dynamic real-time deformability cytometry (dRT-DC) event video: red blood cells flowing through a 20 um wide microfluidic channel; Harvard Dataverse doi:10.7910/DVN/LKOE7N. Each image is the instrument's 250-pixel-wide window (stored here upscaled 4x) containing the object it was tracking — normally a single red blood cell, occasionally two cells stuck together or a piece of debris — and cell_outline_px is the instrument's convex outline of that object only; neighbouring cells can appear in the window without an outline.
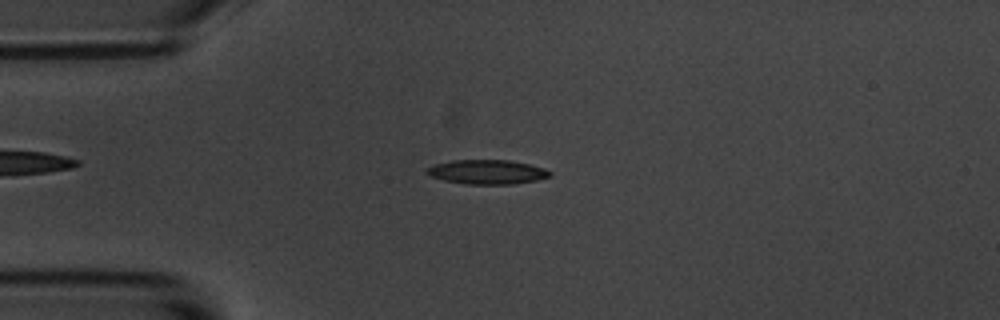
{"species": "common noctule bat (a hibernating species)", "species_latin": "Nyctalus noctula", "temperature_condition": "room temperature", "stored_images_in_passage": 9, "camera_frame_rate_fps": 3000, "um_per_image_px": 0.085, "animal": {"sex": "male", "body_mass_g": 20.1, "forearm_length_mm": 53.5}, "frame": {"image": 1, "passage_image": 3, "time_ms": 2.333, "image_size_px": [1000, 320], "cell_outline_px": [[552, 176], [536, 180], [512, 184], [464, 184], [444, 180], [432, 176], [424, 172], [424, 168], [436, 164], [452, 160], [508, 160], [528, 164], [544, 168], [552, 172]], "centroid_in_image_um": [41.39, 14.61], "position_along_channel_um": 43.6, "area_um2": 17.46}}
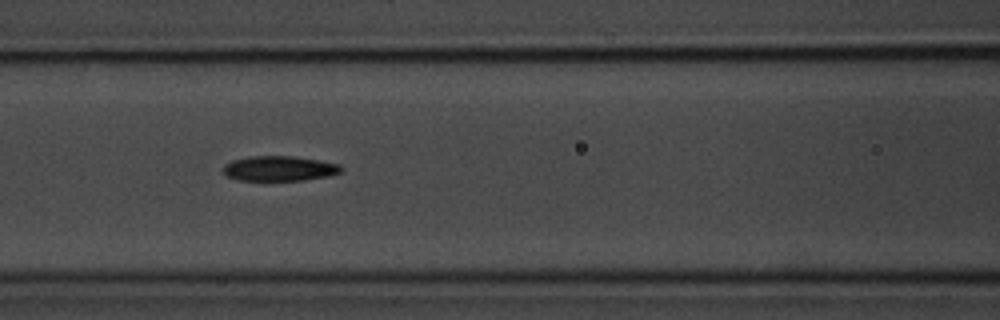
{"frame": {"image": 2, "passage_image": 6, "time_ms": 5.667, "image_size_px": [1000, 320], "cell_outline_px": [[344, 168], [340, 172], [328, 176], [304, 180], [236, 180], [228, 176], [224, 172], [224, 164], [232, 160], [252, 156], [292, 156], [340, 164]], "centroid_in_image_um": [23.75, 14.32], "position_along_channel_um": 142.9, "area_um2": 17.05}}
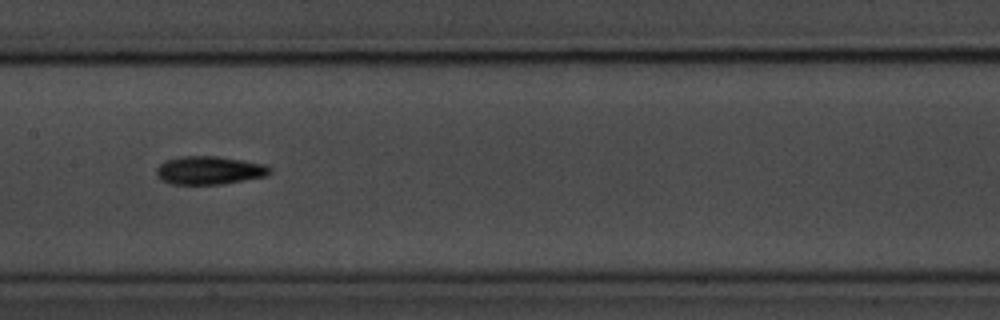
{"frame": {"image": 3, "passage_image": 7, "time_ms": 7.0, "image_size_px": [1000, 320], "cell_outline_px": [[272, 172], [268, 176], [224, 184], [172, 184], [160, 180], [156, 172], [156, 168], [164, 160], [180, 156], [216, 156], [264, 164], [272, 168]], "centroid_in_image_um": [17.8, 14.48], "position_along_channel_um": 189.6, "area_um2": 18.84}}